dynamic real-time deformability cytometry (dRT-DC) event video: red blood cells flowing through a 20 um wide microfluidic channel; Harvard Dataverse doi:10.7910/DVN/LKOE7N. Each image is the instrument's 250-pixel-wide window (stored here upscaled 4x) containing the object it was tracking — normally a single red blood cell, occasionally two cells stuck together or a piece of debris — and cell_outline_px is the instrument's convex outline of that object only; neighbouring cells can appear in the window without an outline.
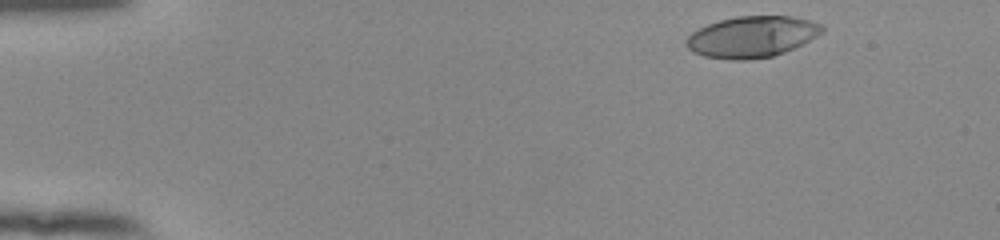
{"species": "human", "species_latin": "Homo sapiens", "temperature_condition": "room temperature", "stored_images_in_passage": 49, "camera_frame_rate_fps": 3000, "um_per_image_px": 0.085, "donor": {"sex": "female"}, "frame": {"image": 1, "passage_image": 2, "time_ms": 0.333, "image_size_px": [1000, 240], "cell_outline_px": [[824, 28], [816, 36], [804, 44], [784, 52], [772, 56], [748, 60], [732, 60], [704, 56], [692, 52], [684, 44], [684, 40], [692, 32], [708, 24], [720, 20], [736, 16], [792, 16], [808, 20], [820, 24]], "centroid_in_image_um": [63.87, 3.13], "position_along_channel_um": 21.1, "area_um2": 32.6}}
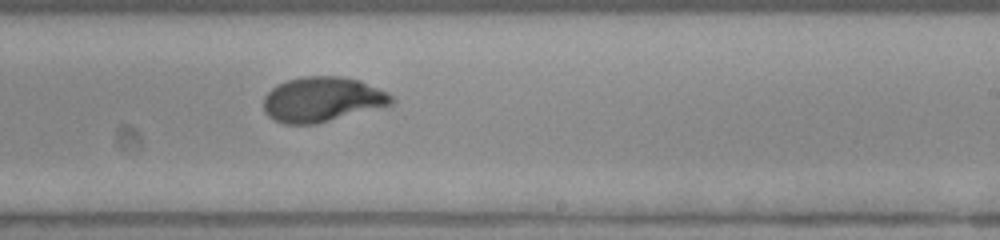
{"frame": {"image": 2, "passage_image": 29, "time_ms": 9.333, "image_size_px": [1000, 240], "cell_outline_px": [[392, 104], [316, 124], [284, 124], [272, 120], [264, 112], [264, 96], [276, 84], [288, 80], [304, 76], [340, 76], [360, 80], [388, 92], [392, 96]], "centroid_in_image_um": [27.35, 8.45], "position_along_channel_um": 261.7, "area_um2": 33.47}}
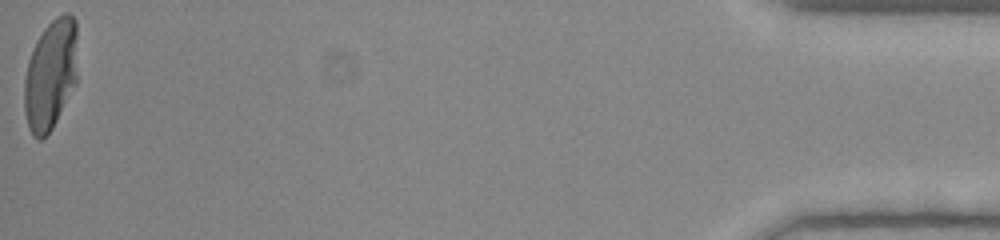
{"frame": {"image": 3, "passage_image": 49, "time_ms": 16.0, "image_size_px": [1000, 240], "cell_outline_px": [[76, 84], [52, 128], [40, 140], [36, 140], [32, 136], [28, 128], [24, 112], [24, 80], [28, 60], [32, 48], [36, 40], [44, 28], [56, 16], [64, 12], [68, 12], [76, 20]], "centroid_in_image_um": [4.28, 6.34], "position_along_channel_um": 430.9, "area_um2": 34.51}, "authors_computed_cell_mechanics": {"area_um2": 33.4662, "velocity_mm_per_s": 3.8798, "shape_relaxation_time_tau1_ms": 4.2451, "shape_relaxation_time_tau2_ms": null, "deformation_change_tau1": 0.241, "deformation_change_tau2": null}}